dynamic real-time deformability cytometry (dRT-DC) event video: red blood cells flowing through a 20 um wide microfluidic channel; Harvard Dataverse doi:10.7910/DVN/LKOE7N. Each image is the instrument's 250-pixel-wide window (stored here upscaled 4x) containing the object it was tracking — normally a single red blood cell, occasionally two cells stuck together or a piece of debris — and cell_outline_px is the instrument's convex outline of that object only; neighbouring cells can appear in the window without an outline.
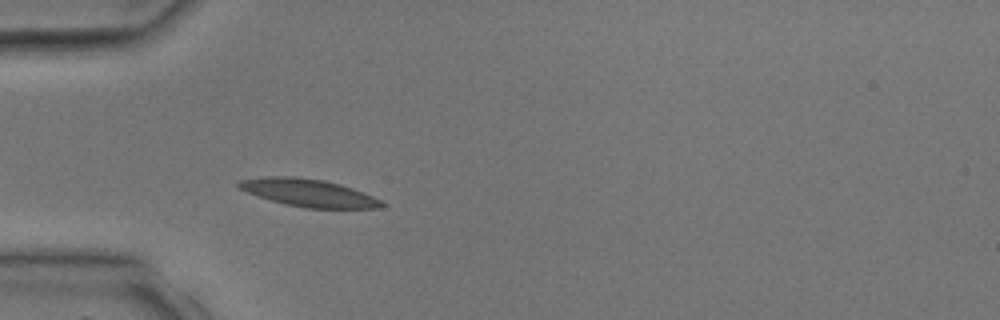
{"species": "common noctule bat (a hibernating species)", "species_latin": "Nyctalus noctula", "temperature_condition": "room temperature", "stored_images_in_passage": 2, "camera_frame_rate_fps": 3000, "um_per_image_px": 0.085, "animal": {"sex": "male", "body_mass_g": 17.9, "forearm_length_mm": 54.2}, "frame": {"image": 1, "passage_image": 2, "time_ms": 1.333, "image_size_px": [1000, 320], "cell_outline_px": [[384, 204], [380, 208], [304, 208], [284, 204], [248, 192], [240, 188], [236, 184], [240, 180], [268, 176], [292, 176], [324, 180], [340, 184], [352, 188], [372, 196], [380, 200]], "centroid_in_image_um": [26.23, 16.39], "position_along_channel_um": 58.8, "area_um2": 22.66}}